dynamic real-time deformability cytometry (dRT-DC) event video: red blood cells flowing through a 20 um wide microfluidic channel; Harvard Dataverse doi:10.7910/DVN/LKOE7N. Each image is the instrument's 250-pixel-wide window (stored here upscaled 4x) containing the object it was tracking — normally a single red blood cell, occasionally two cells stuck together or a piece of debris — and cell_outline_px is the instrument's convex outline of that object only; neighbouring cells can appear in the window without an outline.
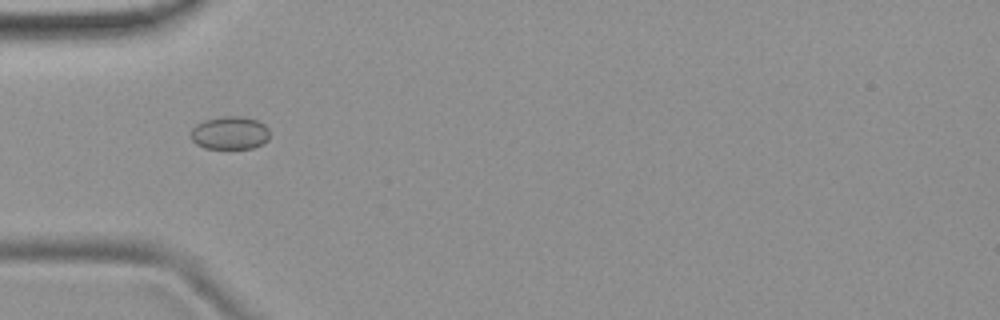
{"species": "common noctule bat (a hibernating species)", "species_latin": "Nyctalus noctula", "temperature_condition": "room temperature", "stored_images_in_passage": 52, "camera_frame_rate_fps": 3000, "um_per_image_px": 0.085, "animal": {"sex": "female", "body_mass_g": 19.9}, "frame": {"image": 1, "passage_image": 17, "time_ms": 5.333, "image_size_px": [1000, 320], "cell_outline_px": [[268, 140], [252, 148], [204, 148], [196, 144], [192, 140], [192, 128], [196, 124], [204, 120], [224, 116], [244, 116], [256, 120], [264, 124], [268, 128]], "centroid_in_image_um": [19.53, 11.29], "position_along_channel_um": 65.5, "area_um2": 15.09}}
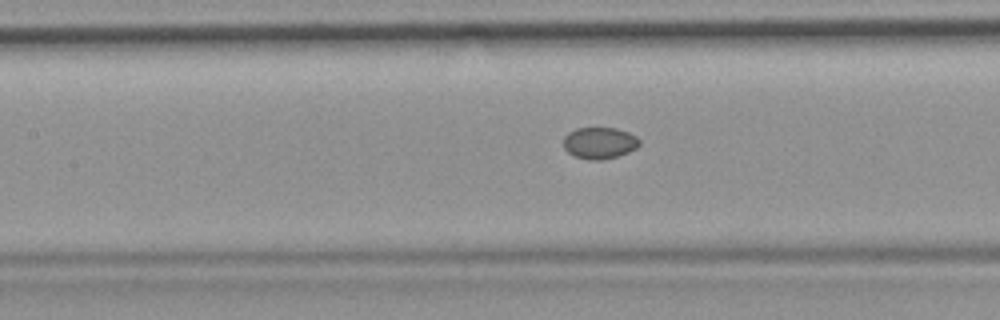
{"frame": {"image": 2, "passage_image": 24, "time_ms": 7.667, "image_size_px": [1000, 320], "cell_outline_px": [[640, 144], [636, 148], [628, 152], [616, 156], [600, 160], [588, 160], [576, 156], [568, 152], [564, 148], [564, 136], [568, 132], [576, 128], [616, 128], [628, 132], [636, 136], [640, 140]], "centroid_in_image_um": [50.96, 12.14], "position_along_channel_um": 156.4, "area_um2": 13.93}}
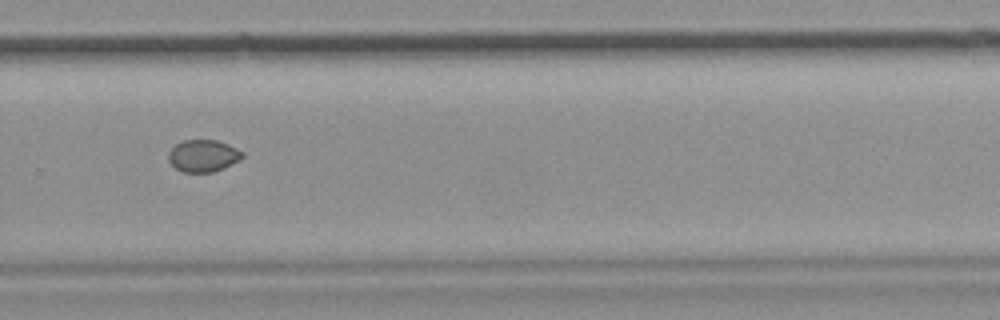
{"frame": {"image": 3, "passage_image": 36, "time_ms": 11.667, "image_size_px": [1000, 320], "cell_outline_px": [[244, 156], [240, 160], [224, 168], [212, 172], [184, 172], [176, 168], [168, 160], [168, 152], [176, 144], [184, 140], [216, 140], [228, 144], [244, 152]], "centroid_in_image_um": [17.29, 13.24], "position_along_channel_um": 312.5, "area_um2": 13.81}, "authors_computed_cell_mechanics": {"area_um2": 14.7101, "velocity_mm_per_s": 3.9124, "shape_relaxation_time_tau1_ms": null, "shape_relaxation_time_tau2_ms": 2.9698, "deformation_change_tau1": null, "deformation_change_tau2": 0.0283}}